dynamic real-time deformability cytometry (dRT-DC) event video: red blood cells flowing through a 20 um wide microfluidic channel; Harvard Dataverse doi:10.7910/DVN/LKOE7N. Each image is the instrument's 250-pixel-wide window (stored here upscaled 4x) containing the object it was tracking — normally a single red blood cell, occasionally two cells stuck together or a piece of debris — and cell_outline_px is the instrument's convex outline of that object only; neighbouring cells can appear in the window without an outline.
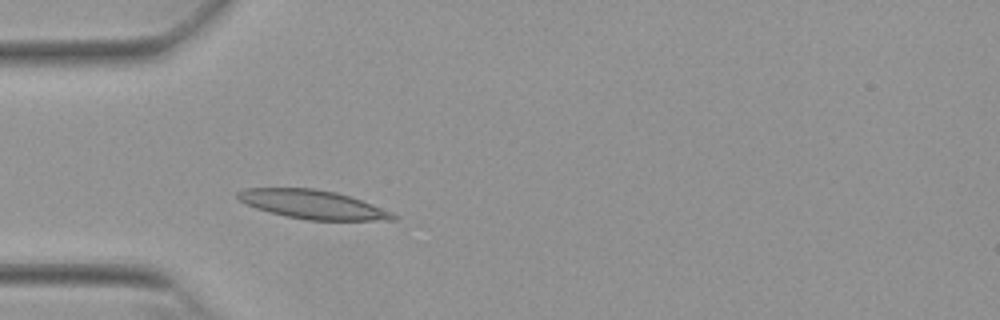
{"species": "Egyptian fruit bat (a non-hibernating species)", "species_latin": "Rousettus aegyptiacus", "temperature_condition": "warm", "stored_images_in_passage": 24, "camera_frame_rate_fps": 3000, "um_per_image_px": 0.085, "animal": {"sex": "female"}, "frame": {"image": 1, "passage_image": 10, "time_ms": 3.0, "image_size_px": [1000, 320], "cell_outline_px": [[400, 216], [396, 220], [308, 220], [268, 212], [256, 208], [240, 200], [236, 196], [236, 192], [244, 188], [312, 188], [336, 192], [360, 200], [392, 212]], "centroid_in_image_um": [26.58, 17.38], "position_along_channel_um": 58.4, "area_um2": 25.84}}
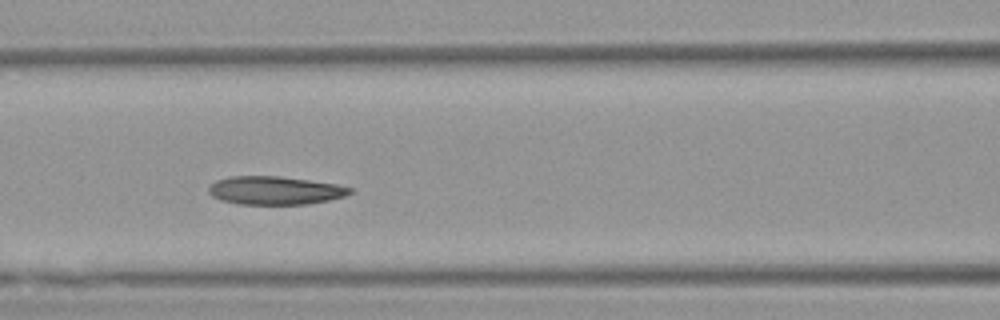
{"frame": {"image": 2, "passage_image": 17, "time_ms": 5.333, "image_size_px": [1000, 320], "cell_outline_px": [[352, 192], [344, 196], [328, 200], [308, 204], [236, 204], [220, 200], [212, 196], [208, 192], [208, 188], [216, 180], [228, 176], [280, 176], [336, 184], [352, 188]], "centroid_in_image_um": [23.33, 16.19], "position_along_channel_um": 143.3, "area_um2": 23.29}}
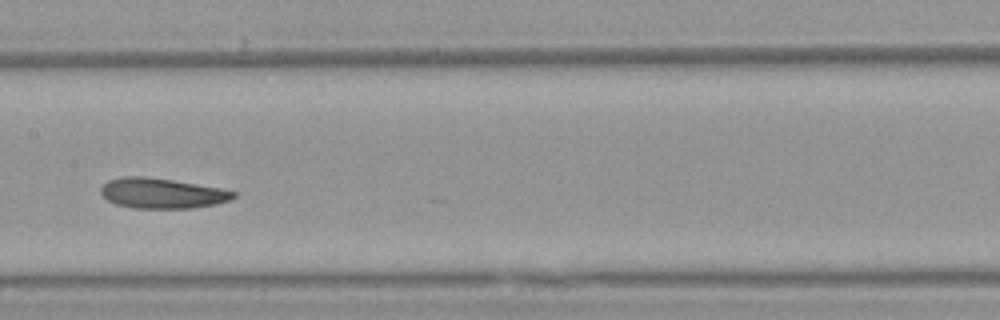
{"frame": {"image": 3, "passage_image": 21, "time_ms": 6.667, "image_size_px": [1000, 320], "cell_outline_px": [[236, 196], [228, 200], [216, 204], [192, 208], [136, 208], [116, 204], [108, 200], [100, 192], [100, 188], [108, 180], [120, 176], [144, 176], [172, 180], [220, 188], [236, 192]], "centroid_in_image_um": [13.74, 16.42], "position_along_channel_um": 193.7, "area_um2": 23.24}}